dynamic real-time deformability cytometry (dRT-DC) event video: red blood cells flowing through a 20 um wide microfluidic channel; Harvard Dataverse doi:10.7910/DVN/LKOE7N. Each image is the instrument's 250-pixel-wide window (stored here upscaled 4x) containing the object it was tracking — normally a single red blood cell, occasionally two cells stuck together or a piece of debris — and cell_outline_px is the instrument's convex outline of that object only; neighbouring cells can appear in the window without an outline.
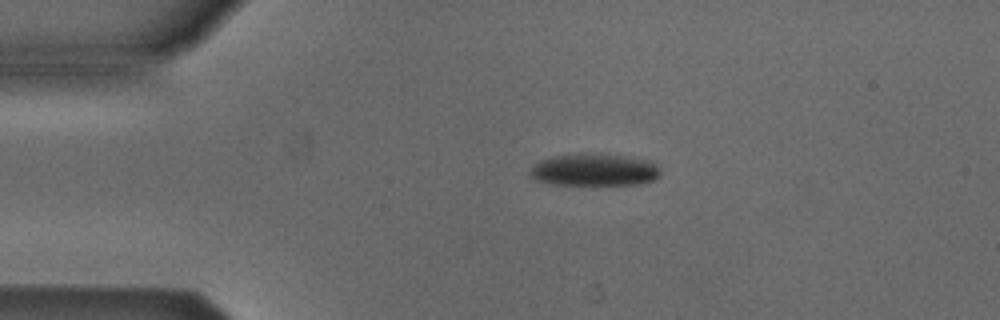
{"species": "Egyptian fruit bat (a non-hibernating species)", "species_latin": "Rousettus aegyptiacus", "temperature_condition": "cold", "stored_images_in_passage": 34, "camera_frame_rate_fps": 3000, "um_per_image_px": 0.085, "animal": {"sex": "male"}, "frame": {"image": 1, "passage_image": 1, "time_ms": 0.0, "image_size_px": [1000, 320], "cell_outline_px": [[660, 176], [656, 180], [640, 184], [552, 184], [536, 180], [528, 172], [540, 160], [556, 156], [620, 156], [644, 160], [656, 164], [660, 168]], "centroid_in_image_um": [50.56, 14.49], "position_along_channel_um": 34.4, "area_um2": 23.35}}
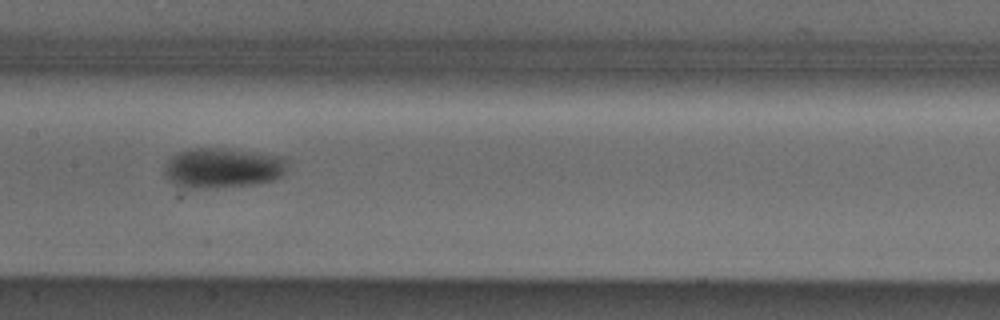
{"frame": {"image": 2, "passage_image": 16, "time_ms": 5.0, "image_size_px": [1000, 320], "cell_outline_px": [[288, 160], [284, 172], [280, 176], [272, 180], [252, 184], [196, 188], [180, 188], [168, 180], [164, 172], [164, 168], [168, 160], [172, 156], [180, 152], [192, 148], [224, 148], [280, 156]], "centroid_in_image_um": [18.88, 14.27], "position_along_channel_um": 188.5, "area_um2": 28.38}}
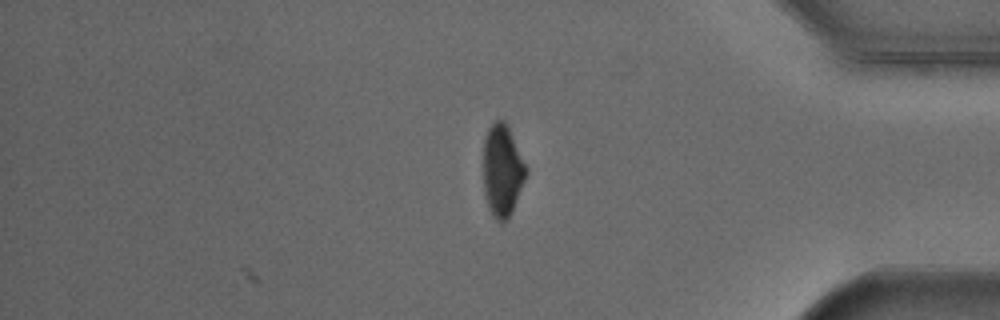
{"frame": {"image": 3, "passage_image": 34, "time_ms": 11.0, "image_size_px": [1000, 320], "cell_outline_px": [[528, 172], [512, 212], [508, 220], [496, 220], [492, 216], [488, 208], [484, 192], [484, 140], [488, 128], [496, 120], [504, 120], [528, 168]], "centroid_in_image_um": [42.7, 14.52], "position_along_channel_um": 392.5, "area_um2": 22.77}, "authors_computed_cell_mechanics": {"area_um2": 26.8192, "velocity_mm_per_s": 3.8567, "shape_relaxation_time_tau1_ms": 3.6294, "shape_relaxation_time_tau2_ms": null, "deformation_change_tau1": 0.1018, "deformation_change_tau2": null}}